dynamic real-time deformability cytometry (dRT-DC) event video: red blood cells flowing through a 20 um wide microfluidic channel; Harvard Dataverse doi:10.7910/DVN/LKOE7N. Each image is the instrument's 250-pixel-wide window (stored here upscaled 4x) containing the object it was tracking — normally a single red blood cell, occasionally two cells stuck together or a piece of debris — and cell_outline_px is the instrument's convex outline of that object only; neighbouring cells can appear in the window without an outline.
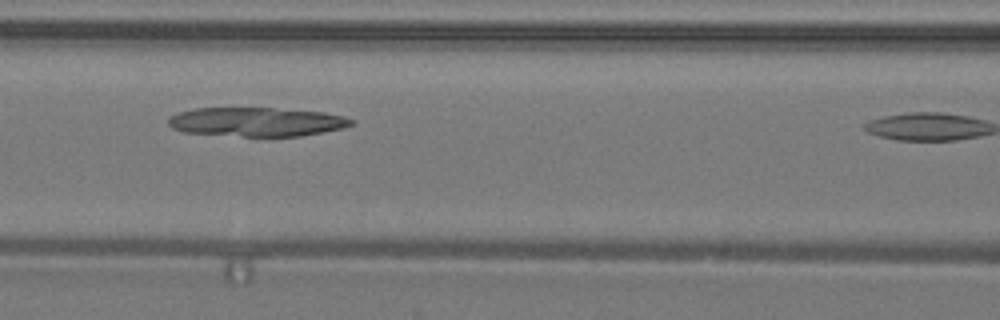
{"species": "common noctule bat (a hibernating species)", "species_latin": "Nyctalus noctula", "temperature_condition": "warm", "stored_images_in_passage": 12, "camera_frame_rate_fps": 3000, "um_per_image_px": 0.085, "animal": {"sex": "male", "body_mass_g": 19.2, "forearm_length_mm": 51.8}, "frame": {"image": 1, "passage_image": 9, "time_ms": 2.667, "image_size_px": [1000, 320], "cell_outline_px": [[356, 124], [344, 128], [300, 136], [244, 136], [184, 132], [172, 128], [168, 124], [168, 116], [176, 112], [192, 108], [272, 108], [324, 112], [344, 116], [356, 120]], "centroid_in_image_um": [21.82, 10.35], "position_along_channel_um": 144.8, "area_um2": 31.15}}